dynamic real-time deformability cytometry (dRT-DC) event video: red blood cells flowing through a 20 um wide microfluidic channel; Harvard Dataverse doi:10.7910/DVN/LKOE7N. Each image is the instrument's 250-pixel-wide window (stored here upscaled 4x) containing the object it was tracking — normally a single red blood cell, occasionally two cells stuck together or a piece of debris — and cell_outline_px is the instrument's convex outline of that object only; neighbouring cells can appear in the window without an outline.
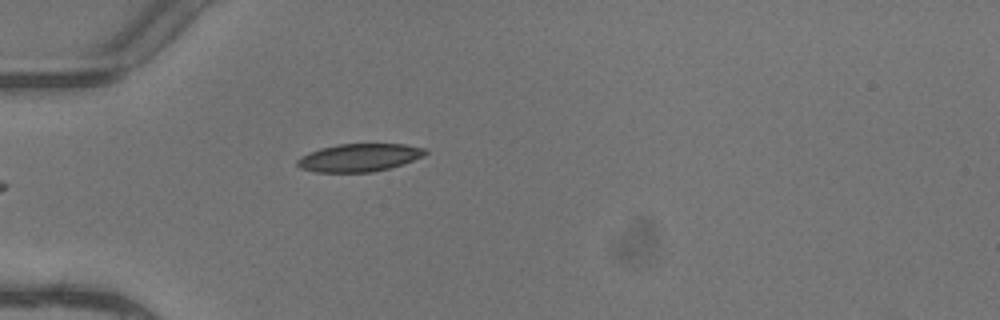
{"species": "common noctule bat (a hibernating species)", "species_latin": "Nyctalus noctula", "temperature_condition": "warm", "stored_images_in_passage": 4, "camera_frame_rate_fps": 3000, "um_per_image_px": 0.085, "animal": {"sex": "female"}, "frame": {"image": 1, "passage_image": 4, "time_ms": 1.0, "image_size_px": [1000, 320], "cell_outline_px": [[428, 152], [424, 156], [388, 168], [372, 172], [316, 172], [300, 168], [296, 164], [296, 160], [300, 156], [320, 148], [336, 144], [404, 144], [428, 148]], "centroid_in_image_um": [30.52, 13.39], "position_along_channel_um": 54.5, "area_um2": 20.81}}